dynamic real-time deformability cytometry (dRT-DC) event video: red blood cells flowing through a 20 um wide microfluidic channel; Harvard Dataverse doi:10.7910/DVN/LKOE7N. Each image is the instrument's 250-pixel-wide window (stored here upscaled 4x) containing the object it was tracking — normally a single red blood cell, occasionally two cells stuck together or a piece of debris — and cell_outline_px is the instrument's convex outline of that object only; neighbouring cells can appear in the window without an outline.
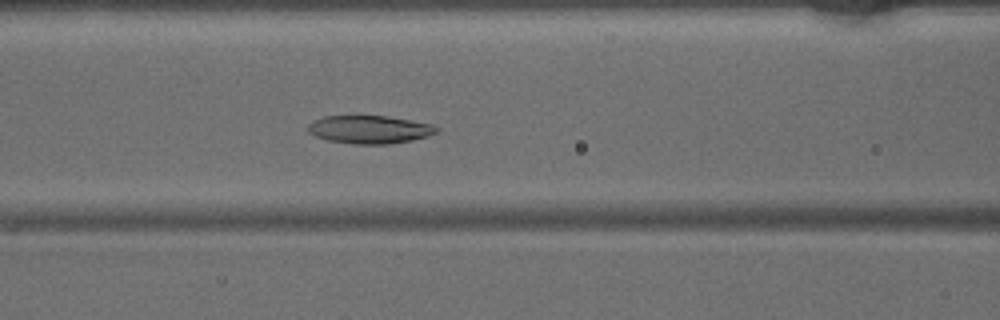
{"species": "common noctule bat (a hibernating species)", "species_latin": "Nyctalus noctula", "temperature_condition": "warm", "stored_images_in_passage": 48, "camera_frame_rate_fps": 3000, "um_per_image_px": 0.085, "animal": {"sex": "male", "body_mass_g": 15.6}, "frame": {"image": 1, "passage_image": 20, "time_ms": 6.333, "image_size_px": [1000, 320], "cell_outline_px": [[440, 128], [436, 132], [428, 136], [412, 140], [388, 144], [352, 144], [328, 140], [316, 136], [308, 132], [308, 124], [312, 120], [324, 116], [388, 116], [432, 124]], "centroid_in_image_um": [31.4, 11.0], "position_along_channel_um": 135.2, "area_um2": 21.04}}
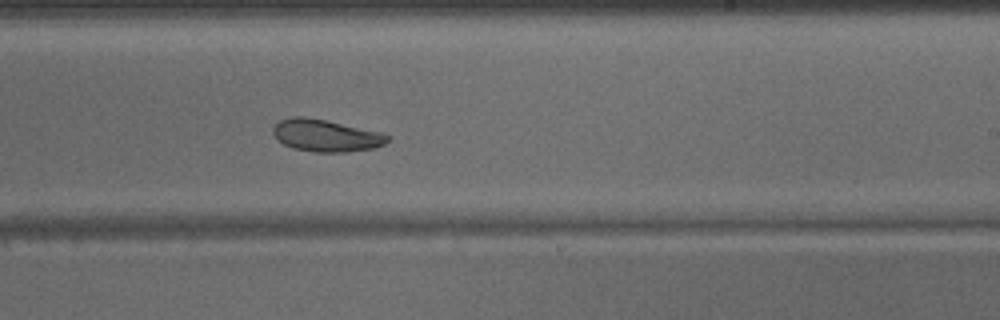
{"frame": {"image": 2, "passage_image": 29, "time_ms": 9.333, "image_size_px": [1000, 320], "cell_outline_px": [[388, 140], [384, 144], [372, 148], [348, 152], [316, 152], [292, 148], [284, 144], [272, 132], [272, 128], [280, 120], [292, 116], [304, 116], [384, 132], [388, 136]], "centroid_in_image_um": [27.71, 11.52], "position_along_channel_um": 261.3, "area_um2": 21.33}}
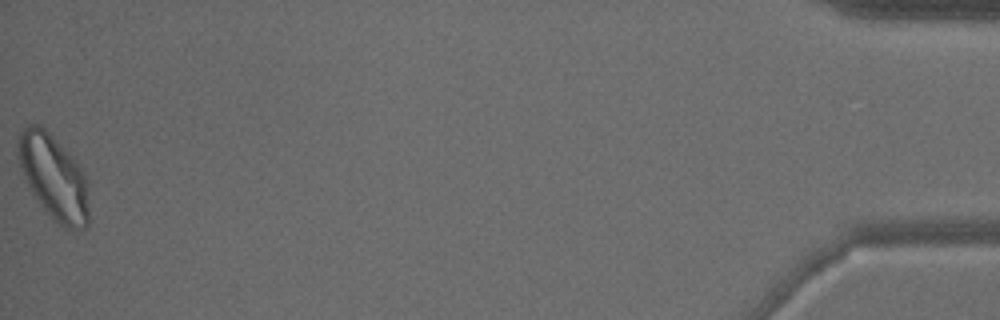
{"frame": {"image": 3, "passage_image": 48, "time_ms": 15.667, "image_size_px": [1000, 320], "cell_outline_px": [[88, 224], [84, 228], [72, 232], [64, 228], [52, 220], [28, 188], [20, 168], [16, 148], [20, 132], [28, 124], [40, 124], [68, 152], [84, 172], [88, 180]], "centroid_in_image_um": [4.56, 15.1], "position_along_channel_um": 430.6, "area_um2": 35.49}}